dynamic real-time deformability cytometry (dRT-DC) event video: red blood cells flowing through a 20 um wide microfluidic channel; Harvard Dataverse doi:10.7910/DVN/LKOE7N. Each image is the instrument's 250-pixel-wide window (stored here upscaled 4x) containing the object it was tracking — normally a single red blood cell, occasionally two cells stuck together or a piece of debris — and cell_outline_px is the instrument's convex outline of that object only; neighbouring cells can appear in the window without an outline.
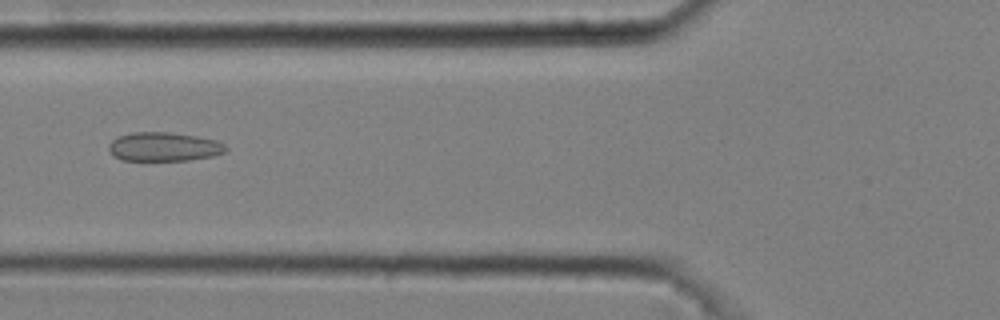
{"species": "common noctule bat (a hibernating species)", "species_latin": "Nyctalus noctula", "temperature_condition": "cold", "stored_images_in_passage": 49, "camera_frame_rate_fps": 3000, "um_per_image_px": 0.085, "animal": {"sex": "male", "body_mass_g": 20.4}, "frame": {"image": 1, "passage_image": 20, "time_ms": 6.333, "image_size_px": [1000, 320], "cell_outline_px": [[228, 148], [224, 152], [212, 156], [188, 160], [120, 160], [108, 148], [108, 144], [116, 136], [132, 132], [172, 132], [196, 136], [216, 140], [224, 144]], "centroid_in_image_um": [13.92, 12.46], "position_along_channel_um": 111.9, "area_um2": 19.71}}
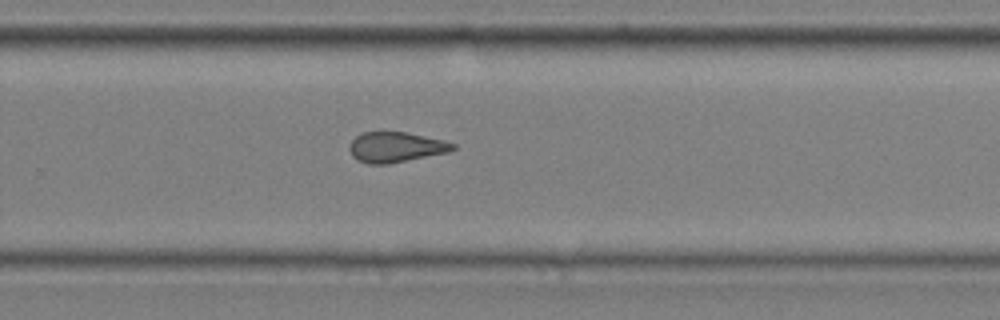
{"frame": {"image": 2, "passage_image": 35, "time_ms": 11.333, "image_size_px": [1000, 320], "cell_outline_px": [[456, 148], [448, 152], [388, 164], [368, 164], [356, 160], [352, 156], [348, 148], [348, 144], [356, 136], [364, 132], [408, 132], [444, 140], [456, 144]], "centroid_in_image_um": [33.62, 12.51], "position_along_channel_um": 296.2, "area_um2": 18.38}}
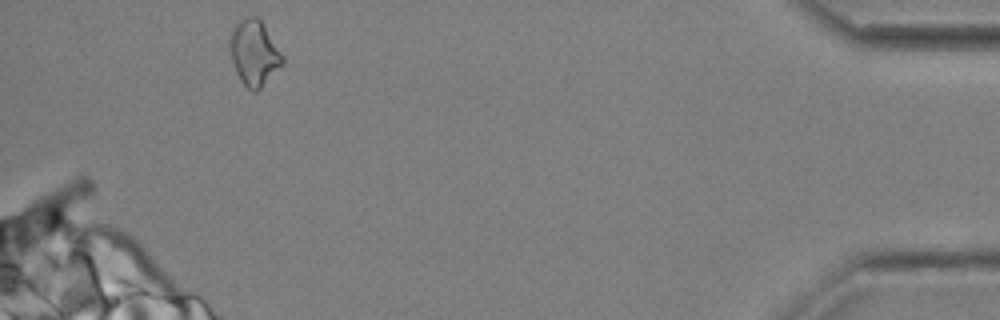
{"frame": {"image": 3, "passage_image": 49, "time_ms": 16.0, "image_size_px": [1000, 320], "cell_outline_px": [[284, 64], [256, 92], [252, 92], [240, 80], [236, 72], [228, 48], [228, 36], [236, 24], [240, 20], [248, 16], [256, 16], [260, 20], [284, 56]], "centroid_in_image_um": [21.58, 4.5], "position_along_channel_um": 413.6, "area_um2": 20.11}, "authors_computed_cell_mechanics": {"area_um2": 19.074, "velocity_mm_per_s": 3.6901, "shape_relaxation_time_tau1_ms": null, "shape_relaxation_time_tau2_ms": 2.3168, "deformation_change_tau1": null, "deformation_change_tau2": 0.0984}}